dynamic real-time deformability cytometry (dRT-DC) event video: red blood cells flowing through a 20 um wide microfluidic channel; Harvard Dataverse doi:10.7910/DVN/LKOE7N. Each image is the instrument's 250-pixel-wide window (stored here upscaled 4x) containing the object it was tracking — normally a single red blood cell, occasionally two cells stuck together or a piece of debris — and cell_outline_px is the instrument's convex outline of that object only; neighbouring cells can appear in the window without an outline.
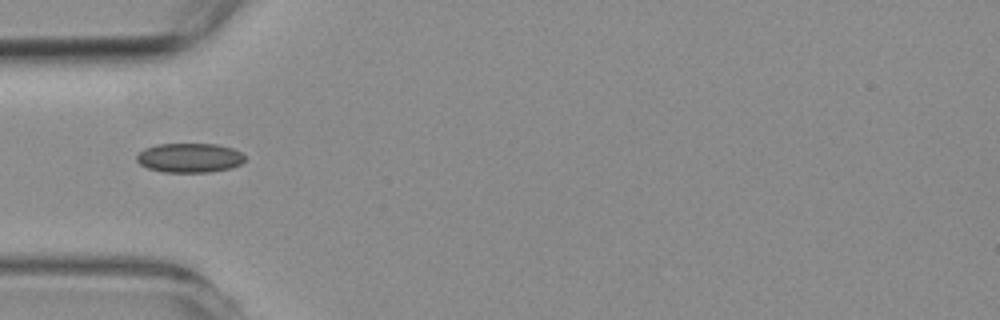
{"species": "common noctule bat (a hibernating species)", "species_latin": "Nyctalus noctula", "temperature_condition": "room temperature", "stored_images_in_passage": 6, "camera_frame_rate_fps": 3000, "um_per_image_px": 0.085, "animal": {"sex": "female", "body_mass_g": 19.3, "forearm_length_mm": 54.1}, "frame": {"image": 1, "passage_image": 1, "time_ms": 0.0, "image_size_px": [1000, 320], "cell_outline_px": [[244, 160], [240, 164], [232, 168], [208, 172], [164, 172], [148, 168], [140, 164], [136, 160], [136, 156], [144, 148], [156, 144], [216, 144], [232, 148], [240, 152], [244, 156]], "centroid_in_image_um": [16.09, 13.41], "position_along_channel_um": 68.9, "area_um2": 18.5}}
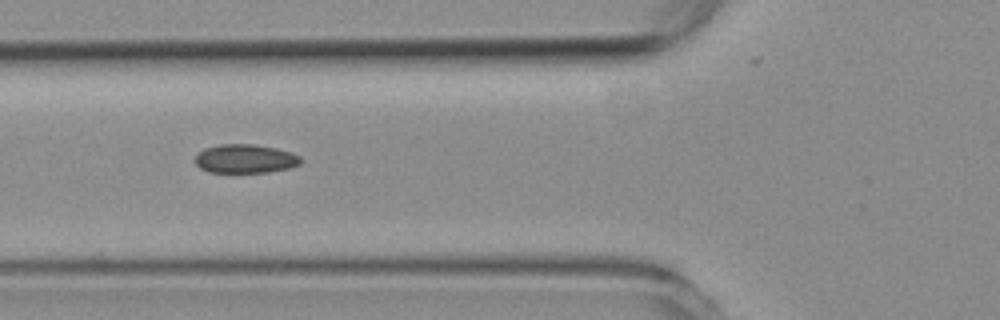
{"frame": {"image": 2, "passage_image": 4, "time_ms": 1.0, "image_size_px": [1000, 320], "cell_outline_px": [[300, 164], [288, 168], [268, 172], [208, 172], [200, 168], [192, 160], [204, 148], [220, 144], [252, 144], [276, 148], [292, 152], [300, 156]], "centroid_in_image_um": [20.82, 13.49], "position_along_channel_um": 105.0, "area_um2": 17.74}}